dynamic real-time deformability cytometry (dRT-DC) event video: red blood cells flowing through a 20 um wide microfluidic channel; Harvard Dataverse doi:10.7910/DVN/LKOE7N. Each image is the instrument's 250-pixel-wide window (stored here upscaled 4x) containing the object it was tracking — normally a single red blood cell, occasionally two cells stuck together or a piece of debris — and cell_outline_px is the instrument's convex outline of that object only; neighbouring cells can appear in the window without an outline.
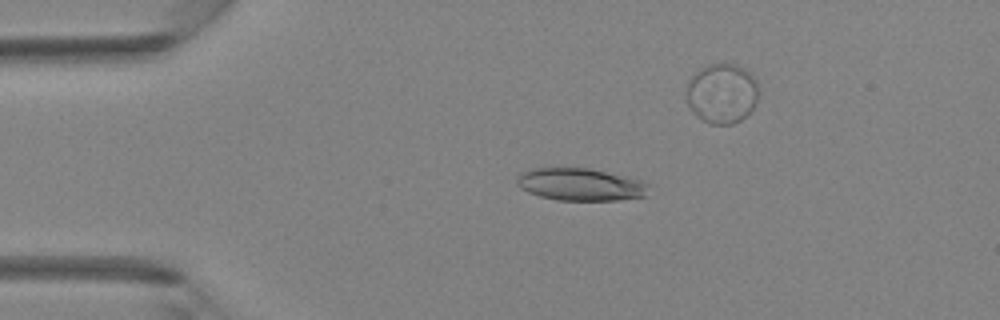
{"species": "Egyptian fruit bat (a non-hibernating species)", "species_latin": "Rousettus aegyptiacus", "temperature_condition": "room temperature", "stored_images_in_passage": 5, "camera_frame_rate_fps": 3000, "um_per_image_px": 0.085, "animal": {"sex": "female"}, "frame": {"image": 1, "passage_image": 3, "time_ms": 2.333, "image_size_px": [1000, 320], "cell_outline_px": [[652, 184], [644, 196], [616, 200], [556, 200], [540, 196], [528, 192], [520, 188], [516, 184], [516, 176], [520, 172], [536, 168], [592, 168], [640, 180]], "centroid_in_image_um": [49.32, 15.67], "position_along_channel_um": 35.7, "area_um2": 25.03}}